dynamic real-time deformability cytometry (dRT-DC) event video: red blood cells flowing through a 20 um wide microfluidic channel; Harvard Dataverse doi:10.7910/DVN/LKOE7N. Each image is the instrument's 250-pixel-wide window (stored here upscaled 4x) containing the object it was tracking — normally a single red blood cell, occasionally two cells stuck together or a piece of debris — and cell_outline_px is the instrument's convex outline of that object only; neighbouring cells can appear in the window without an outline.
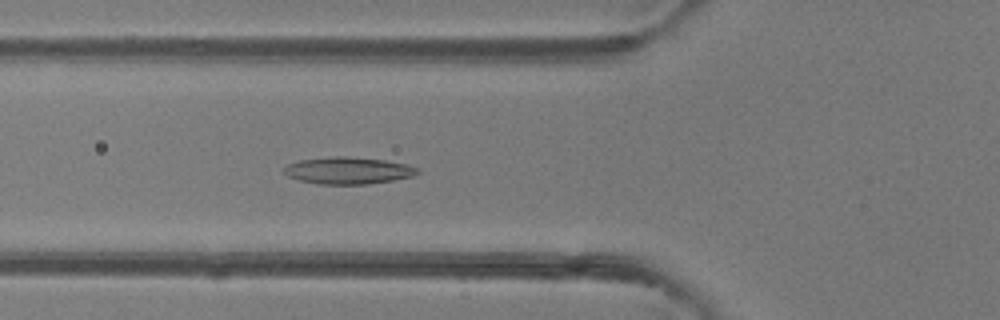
{"species": "common noctule bat (a hibernating species)", "species_latin": "Nyctalus noctula", "temperature_condition": "room temperature", "stored_images_in_passage": 40, "camera_frame_rate_fps": 3000, "um_per_image_px": 0.085, "animal": {"sex": "female"}, "frame": {"image": 1, "passage_image": 9, "time_ms": 2.667, "image_size_px": [1000, 320], "cell_outline_px": [[420, 172], [412, 176], [392, 180], [368, 184], [320, 184], [300, 180], [288, 176], [284, 172], [284, 168], [288, 164], [300, 160], [332, 156], [348, 156], [384, 160], [408, 164], [420, 168]], "centroid_in_image_um": [29.62, 14.49], "position_along_channel_um": 96.2, "area_um2": 20.92}}
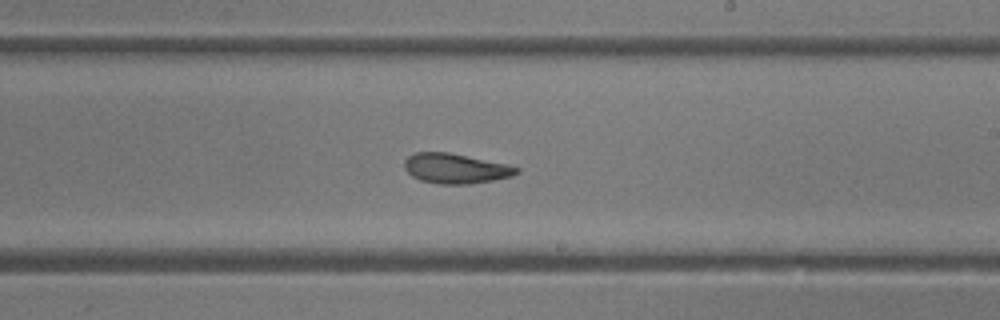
{"frame": {"image": 2, "passage_image": 20, "time_ms": 6.333, "image_size_px": [1000, 320], "cell_outline_px": [[520, 172], [512, 176], [472, 184], [440, 184], [420, 180], [412, 176], [404, 168], [404, 160], [408, 156], [416, 152], [448, 152], [508, 164], [520, 168]], "centroid_in_image_um": [38.73, 14.32], "position_along_channel_um": 250.3, "area_um2": 19.65}}
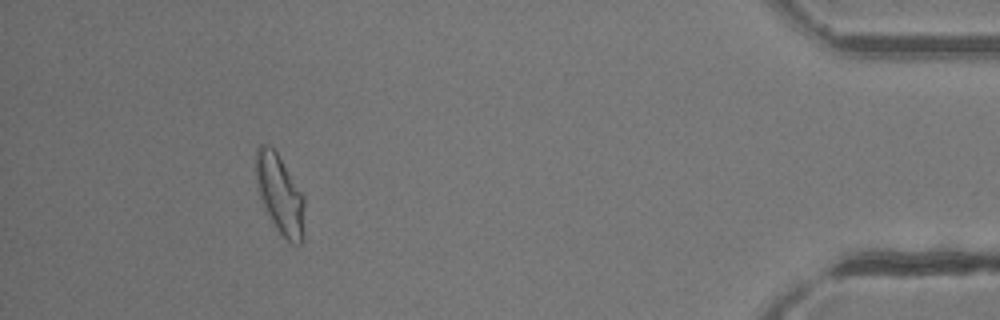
{"frame": {"image": 3, "passage_image": 36, "time_ms": 11.667, "image_size_px": [1000, 320], "cell_outline_px": [[304, 236], [300, 244], [292, 244], [280, 232], [272, 220], [260, 200], [256, 176], [256, 148], [260, 144], [268, 144], [276, 152], [304, 196]], "centroid_in_image_um": [23.8, 16.52], "position_along_channel_um": 411.4, "area_um2": 22.08}, "authors_computed_cell_mechanics": {"area_um2": 20.9236, "velocity_mm_per_s": 4.1886, "shape_relaxation_time_tau1_ms": 11.1628, "shape_relaxation_time_tau2_ms": 3.603, "deformation_change_tau1": 0.2559, "deformation_change_tau2": 0.1197}}